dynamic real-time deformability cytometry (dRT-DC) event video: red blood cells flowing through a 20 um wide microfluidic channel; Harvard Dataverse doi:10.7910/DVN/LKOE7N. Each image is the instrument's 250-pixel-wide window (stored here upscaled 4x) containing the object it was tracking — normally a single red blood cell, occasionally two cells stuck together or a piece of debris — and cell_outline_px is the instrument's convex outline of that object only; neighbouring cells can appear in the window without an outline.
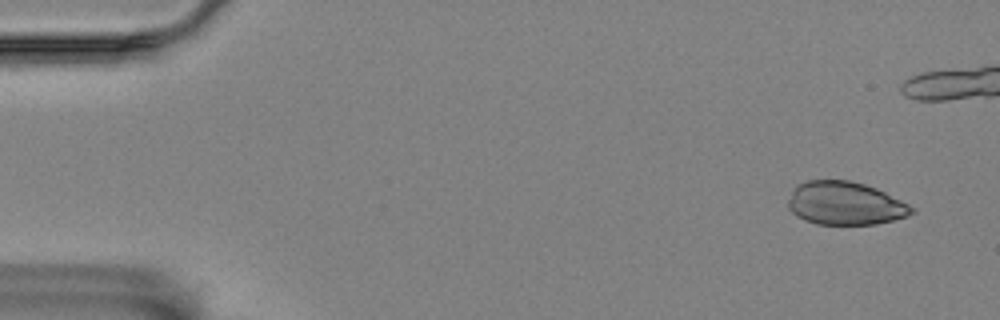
{"species": "Egyptian fruit bat (a non-hibernating species)", "species_latin": "Rousettus aegyptiacus", "temperature_condition": "room temperature", "stored_images_in_passage": 9, "segment_of_instrument_passage": [1, 2], "camera_frame_rate_fps": 3000, "um_per_image_px": 0.085, "animal": {"sex": "female"}, "frame": {"image": 1, "passage_image": 1, "time_ms": 0.0, "image_size_px": [1000, 320], "cell_outline_px": [[916, 212], [908, 216], [876, 224], [816, 224], [804, 220], [796, 216], [788, 208], [788, 200], [792, 188], [796, 184], [808, 180], [848, 180], [864, 184], [876, 188], [916, 208]], "centroid_in_image_um": [71.81, 17.28], "position_along_channel_um": 13.2, "area_um2": 31.27}}
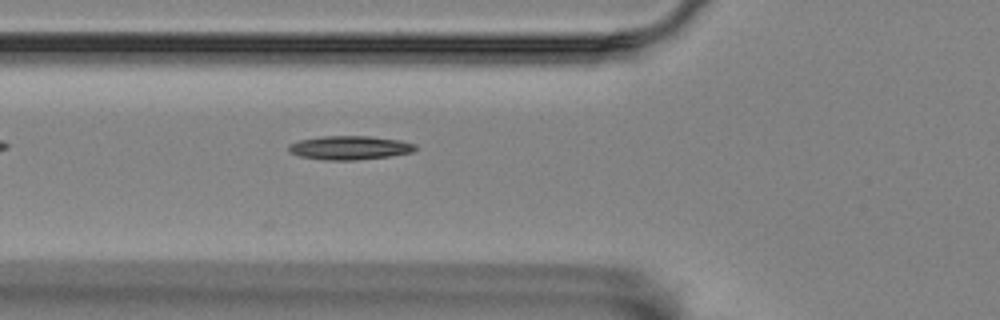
{"frame": {"image": 2, "passage_image": 8, "time_ms": 2.333, "image_size_px": [1000, 320], "cell_outline_px": [[416, 148], [412, 152], [388, 156], [356, 160], [324, 160], [300, 156], [288, 152], [288, 144], [300, 140], [324, 136], [368, 136], [400, 140], [416, 144]], "centroid_in_image_um": [29.7, 12.56], "position_along_channel_um": 96.1, "area_um2": 17.51}}